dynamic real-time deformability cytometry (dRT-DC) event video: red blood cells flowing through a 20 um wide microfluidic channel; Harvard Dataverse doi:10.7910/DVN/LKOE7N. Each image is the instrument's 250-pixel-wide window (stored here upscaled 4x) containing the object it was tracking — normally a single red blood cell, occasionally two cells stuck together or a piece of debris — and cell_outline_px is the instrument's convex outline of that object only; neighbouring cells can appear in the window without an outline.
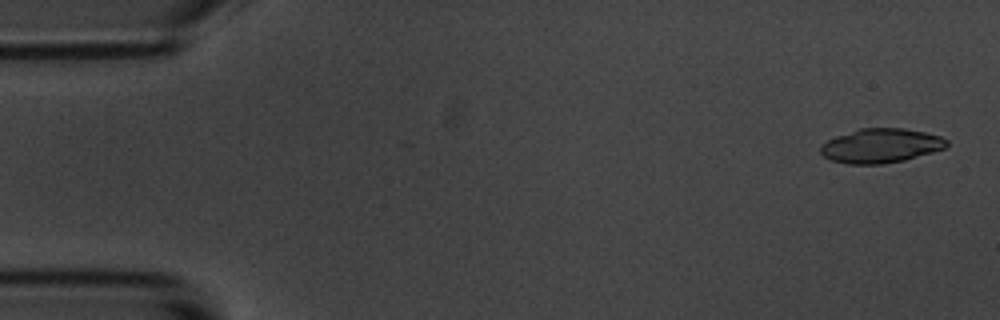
{"species": "common noctule bat (a hibernating species)", "species_latin": "Nyctalus noctula", "temperature_condition": "room temperature", "stored_images_in_passage": 55, "camera_frame_rate_fps": 3000, "um_per_image_px": 0.085, "animal": {"sex": "male", "body_mass_g": 20.1, "forearm_length_mm": 53.5}, "frame": {"image": 1, "passage_image": 2, "time_ms": 0.333, "image_size_px": [1000, 320], "cell_outline_px": [[948, 144], [944, 148], [932, 152], [904, 160], [880, 164], [848, 164], [832, 160], [824, 156], [820, 152], [820, 144], [836, 136], [860, 128], [904, 128], [924, 132], [940, 136], [948, 140]], "centroid_in_image_um": [74.85, 12.38], "position_along_channel_um": 10.1, "area_um2": 25.09}}
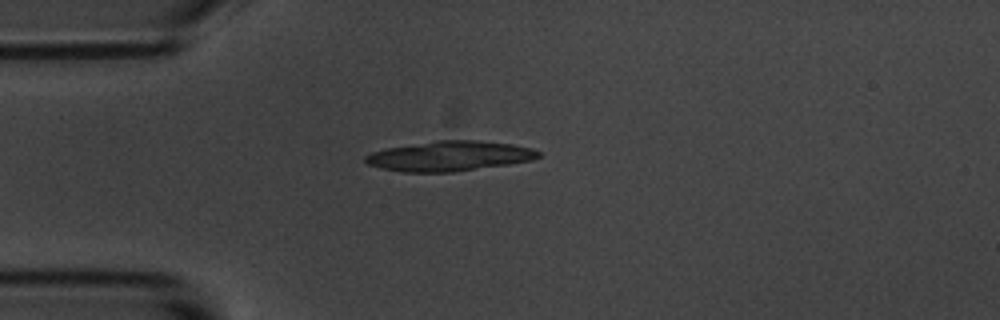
{"frame": {"image": 2, "passage_image": 14, "time_ms": 4.333, "image_size_px": [1000, 320], "cell_outline_px": [[540, 156], [532, 160], [508, 164], [452, 172], [400, 172], [380, 168], [368, 164], [364, 160], [364, 156], [372, 152], [384, 148], [436, 140], [476, 140], [512, 144], [532, 148], [540, 152]], "centroid_in_image_um": [38.17, 13.26], "position_along_channel_um": 46.8, "area_um2": 30.29}}